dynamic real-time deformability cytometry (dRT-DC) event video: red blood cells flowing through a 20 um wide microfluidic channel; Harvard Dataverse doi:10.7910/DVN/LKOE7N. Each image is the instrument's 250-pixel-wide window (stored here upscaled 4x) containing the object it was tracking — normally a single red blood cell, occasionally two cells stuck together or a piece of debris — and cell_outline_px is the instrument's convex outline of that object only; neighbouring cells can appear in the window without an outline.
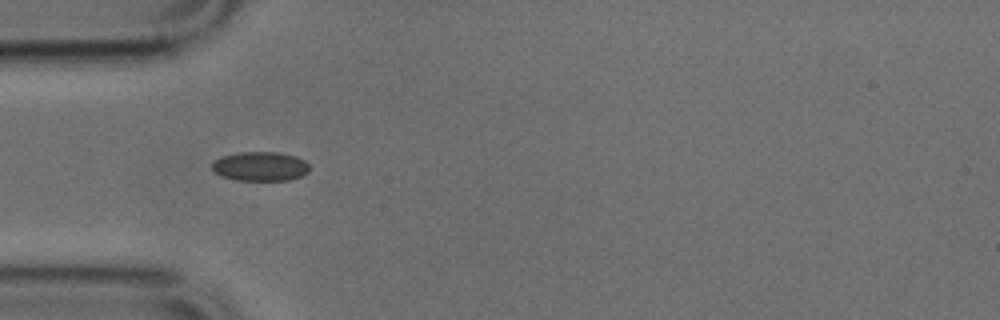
{"species": "common noctule bat (a hibernating species)", "species_latin": "Nyctalus noctula", "temperature_condition": "cold", "stored_images_in_passage": 36, "camera_frame_rate_fps": 3000, "um_per_image_px": 0.085, "animal": {"sex": "male", "body_mass_g": 17.9, "forearm_length_mm": 54.2}, "frame": {"image": 1, "passage_image": 1, "time_ms": 0.0, "image_size_px": [1000, 320], "cell_outline_px": [[308, 172], [304, 176], [288, 180], [236, 180], [220, 176], [212, 168], [212, 164], [216, 160], [224, 156], [240, 152], [280, 152], [296, 156], [304, 160], [308, 164]], "centroid_in_image_um": [22.16, 14.14], "position_along_channel_um": 62.8, "area_um2": 16.59}}
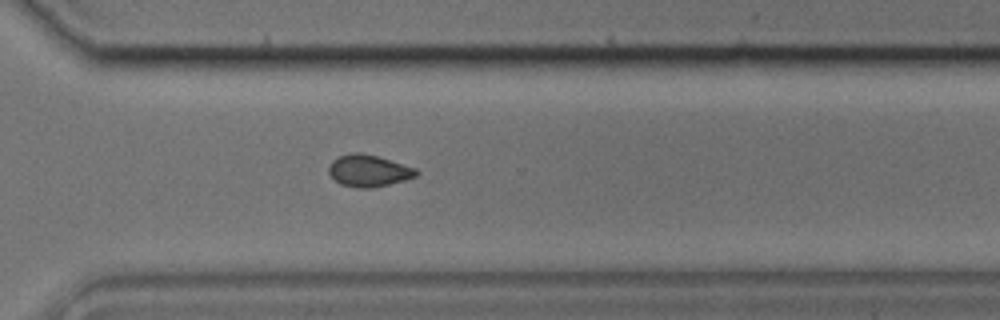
{"frame": {"image": 2, "passage_image": 22, "time_ms": 7.0, "image_size_px": [1000, 320], "cell_outline_px": [[420, 172], [416, 176], [404, 180], [372, 188], [360, 188], [340, 184], [328, 172], [328, 168], [332, 160], [336, 156], [352, 152], [360, 152], [376, 156], [416, 168]], "centroid_in_image_um": [31.31, 14.5], "position_along_channel_um": 339.3, "area_um2": 16.18}}
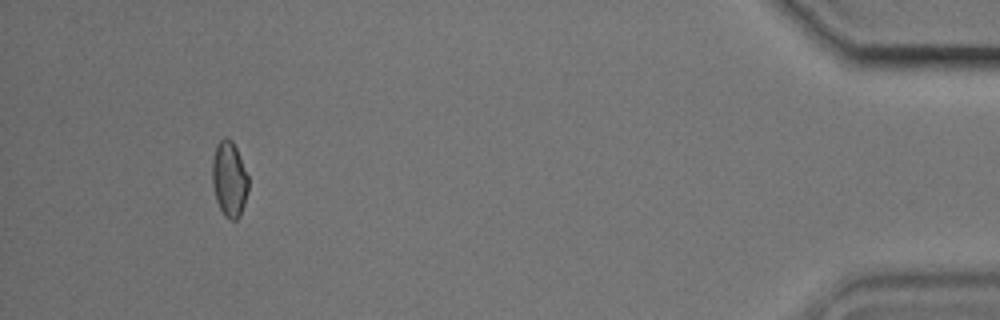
{"frame": {"image": 3, "passage_image": 33, "time_ms": 10.667, "image_size_px": [1000, 320], "cell_outline_px": [[248, 192], [240, 216], [236, 220], [228, 220], [224, 216], [216, 200], [212, 184], [212, 160], [216, 144], [224, 136], [232, 140], [236, 148], [248, 176]], "centroid_in_image_um": [19.48, 15.23], "position_along_channel_um": 415.7, "area_um2": 16.01}}